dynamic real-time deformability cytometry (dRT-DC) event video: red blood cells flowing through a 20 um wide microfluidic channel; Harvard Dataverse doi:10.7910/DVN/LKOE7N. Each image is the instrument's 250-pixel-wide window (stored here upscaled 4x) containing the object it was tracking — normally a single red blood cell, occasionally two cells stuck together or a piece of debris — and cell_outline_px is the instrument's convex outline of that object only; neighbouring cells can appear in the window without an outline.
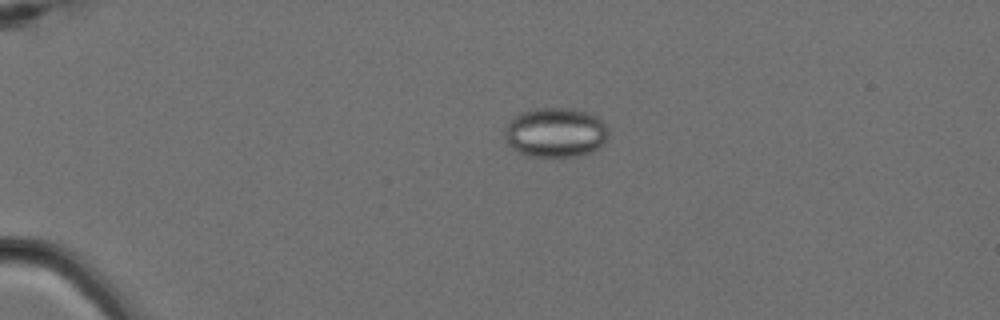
{"species": "Egyptian fruit bat (a non-hibernating species)", "species_latin": "Rousettus aegyptiacus", "temperature_condition": "cold", "stored_images_in_passage": 3, "camera_frame_rate_fps": 3000, "um_per_image_px": 0.085, "animal": {"sex": "female"}, "frame": {"image": 1, "passage_image": 2, "time_ms": 0.333, "image_size_px": [1000, 320], "cell_outline_px": [[608, 136], [604, 144], [600, 148], [592, 152], [560, 160], [524, 156], [512, 148], [504, 140], [504, 128], [520, 112], [536, 108], [576, 108], [596, 116], [608, 128]], "centroid_in_image_um": [47.21, 11.32], "position_along_channel_um": 37.8, "area_um2": 31.04}}